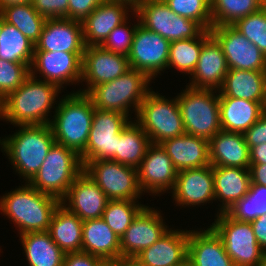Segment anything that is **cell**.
Wrapping results in <instances>:
<instances>
[{"label": "cell", "instance_id": "1", "mask_svg": "<svg viewBox=\"0 0 266 266\" xmlns=\"http://www.w3.org/2000/svg\"><path fill=\"white\" fill-rule=\"evenodd\" d=\"M29 75L25 81L4 100L2 118L15 126L49 124L48 113L60 88L53 83Z\"/></svg>", "mask_w": 266, "mask_h": 266}, {"label": "cell", "instance_id": "2", "mask_svg": "<svg viewBox=\"0 0 266 266\" xmlns=\"http://www.w3.org/2000/svg\"><path fill=\"white\" fill-rule=\"evenodd\" d=\"M61 200L43 193L29 183L10 191L0 199V210L18 226L20 235L48 231L52 216Z\"/></svg>", "mask_w": 266, "mask_h": 266}, {"label": "cell", "instance_id": "3", "mask_svg": "<svg viewBox=\"0 0 266 266\" xmlns=\"http://www.w3.org/2000/svg\"><path fill=\"white\" fill-rule=\"evenodd\" d=\"M94 109L86 94L76 91L62 98L49 123L55 142L80 156L88 142Z\"/></svg>", "mask_w": 266, "mask_h": 266}, {"label": "cell", "instance_id": "4", "mask_svg": "<svg viewBox=\"0 0 266 266\" xmlns=\"http://www.w3.org/2000/svg\"><path fill=\"white\" fill-rule=\"evenodd\" d=\"M19 127L18 132L0 140V145L16 172L28 183L39 171L55 138L49 124Z\"/></svg>", "mask_w": 266, "mask_h": 266}, {"label": "cell", "instance_id": "5", "mask_svg": "<svg viewBox=\"0 0 266 266\" xmlns=\"http://www.w3.org/2000/svg\"><path fill=\"white\" fill-rule=\"evenodd\" d=\"M150 82L143 72L130 68L118 78L92 87L86 95L94 108L129 116V108L132 106L138 112L146 94L151 90L148 87Z\"/></svg>", "mask_w": 266, "mask_h": 266}, {"label": "cell", "instance_id": "6", "mask_svg": "<svg viewBox=\"0 0 266 266\" xmlns=\"http://www.w3.org/2000/svg\"><path fill=\"white\" fill-rule=\"evenodd\" d=\"M214 89L186 86L176 96L184 129L187 134L210 140L220 132L219 92Z\"/></svg>", "mask_w": 266, "mask_h": 266}, {"label": "cell", "instance_id": "7", "mask_svg": "<svg viewBox=\"0 0 266 266\" xmlns=\"http://www.w3.org/2000/svg\"><path fill=\"white\" fill-rule=\"evenodd\" d=\"M83 171L80 156L75 151L54 142L39 171L28 183L38 191L61 200Z\"/></svg>", "mask_w": 266, "mask_h": 266}, {"label": "cell", "instance_id": "8", "mask_svg": "<svg viewBox=\"0 0 266 266\" xmlns=\"http://www.w3.org/2000/svg\"><path fill=\"white\" fill-rule=\"evenodd\" d=\"M136 118L151 144L160 145L186 133L177 99L168 100L151 90L139 106Z\"/></svg>", "mask_w": 266, "mask_h": 266}, {"label": "cell", "instance_id": "9", "mask_svg": "<svg viewBox=\"0 0 266 266\" xmlns=\"http://www.w3.org/2000/svg\"><path fill=\"white\" fill-rule=\"evenodd\" d=\"M218 213L211 227L221 237L235 266H259L266 253L258 244L251 223L236 221L225 212Z\"/></svg>", "mask_w": 266, "mask_h": 266}, {"label": "cell", "instance_id": "10", "mask_svg": "<svg viewBox=\"0 0 266 266\" xmlns=\"http://www.w3.org/2000/svg\"><path fill=\"white\" fill-rule=\"evenodd\" d=\"M134 13L140 25L169 42L196 38L205 30L196 21L175 14L160 0H145Z\"/></svg>", "mask_w": 266, "mask_h": 266}, {"label": "cell", "instance_id": "11", "mask_svg": "<svg viewBox=\"0 0 266 266\" xmlns=\"http://www.w3.org/2000/svg\"><path fill=\"white\" fill-rule=\"evenodd\" d=\"M84 172L99 186L109 200H133L142 194L137 169L113 160L87 161Z\"/></svg>", "mask_w": 266, "mask_h": 266}, {"label": "cell", "instance_id": "12", "mask_svg": "<svg viewBox=\"0 0 266 266\" xmlns=\"http://www.w3.org/2000/svg\"><path fill=\"white\" fill-rule=\"evenodd\" d=\"M129 117L116 111L94 109L92 126L82 164L93 160H112L116 156L117 139L129 123Z\"/></svg>", "mask_w": 266, "mask_h": 266}, {"label": "cell", "instance_id": "13", "mask_svg": "<svg viewBox=\"0 0 266 266\" xmlns=\"http://www.w3.org/2000/svg\"><path fill=\"white\" fill-rule=\"evenodd\" d=\"M170 44L160 34L139 24L127 55L130 68L143 72L150 80L153 79L160 71L168 68Z\"/></svg>", "mask_w": 266, "mask_h": 266}, {"label": "cell", "instance_id": "14", "mask_svg": "<svg viewBox=\"0 0 266 266\" xmlns=\"http://www.w3.org/2000/svg\"><path fill=\"white\" fill-rule=\"evenodd\" d=\"M210 32L222 46L229 69L266 71V56L233 25L212 27Z\"/></svg>", "mask_w": 266, "mask_h": 266}, {"label": "cell", "instance_id": "15", "mask_svg": "<svg viewBox=\"0 0 266 266\" xmlns=\"http://www.w3.org/2000/svg\"><path fill=\"white\" fill-rule=\"evenodd\" d=\"M82 63L83 53L34 51L30 74L35 75L39 71L44 81L56 84L61 89L63 84L81 81Z\"/></svg>", "mask_w": 266, "mask_h": 266}, {"label": "cell", "instance_id": "16", "mask_svg": "<svg viewBox=\"0 0 266 266\" xmlns=\"http://www.w3.org/2000/svg\"><path fill=\"white\" fill-rule=\"evenodd\" d=\"M161 216L149 206L137 215L120 238V258H135L169 230Z\"/></svg>", "mask_w": 266, "mask_h": 266}, {"label": "cell", "instance_id": "17", "mask_svg": "<svg viewBox=\"0 0 266 266\" xmlns=\"http://www.w3.org/2000/svg\"><path fill=\"white\" fill-rule=\"evenodd\" d=\"M130 69L126 55L108 51L101 46H86L83 53L82 81L87 89L78 92L86 94L92 87L112 81Z\"/></svg>", "mask_w": 266, "mask_h": 266}, {"label": "cell", "instance_id": "18", "mask_svg": "<svg viewBox=\"0 0 266 266\" xmlns=\"http://www.w3.org/2000/svg\"><path fill=\"white\" fill-rule=\"evenodd\" d=\"M137 175L142 193L159 194L173 189L178 170L161 145L151 144L137 168Z\"/></svg>", "mask_w": 266, "mask_h": 266}, {"label": "cell", "instance_id": "19", "mask_svg": "<svg viewBox=\"0 0 266 266\" xmlns=\"http://www.w3.org/2000/svg\"><path fill=\"white\" fill-rule=\"evenodd\" d=\"M228 70L222 46L210 30H204L203 46L188 86L203 89L217 88L218 91L223 85Z\"/></svg>", "mask_w": 266, "mask_h": 266}, {"label": "cell", "instance_id": "20", "mask_svg": "<svg viewBox=\"0 0 266 266\" xmlns=\"http://www.w3.org/2000/svg\"><path fill=\"white\" fill-rule=\"evenodd\" d=\"M108 201L105 193L83 171L61 199V205L85 221L102 218Z\"/></svg>", "mask_w": 266, "mask_h": 266}, {"label": "cell", "instance_id": "21", "mask_svg": "<svg viewBox=\"0 0 266 266\" xmlns=\"http://www.w3.org/2000/svg\"><path fill=\"white\" fill-rule=\"evenodd\" d=\"M82 22L70 18L46 19L34 51L84 53Z\"/></svg>", "mask_w": 266, "mask_h": 266}, {"label": "cell", "instance_id": "22", "mask_svg": "<svg viewBox=\"0 0 266 266\" xmlns=\"http://www.w3.org/2000/svg\"><path fill=\"white\" fill-rule=\"evenodd\" d=\"M172 193L179 206L204 205L215 200L212 165L178 171Z\"/></svg>", "mask_w": 266, "mask_h": 266}, {"label": "cell", "instance_id": "23", "mask_svg": "<svg viewBox=\"0 0 266 266\" xmlns=\"http://www.w3.org/2000/svg\"><path fill=\"white\" fill-rule=\"evenodd\" d=\"M127 4L104 0L82 21L83 37L86 46H100L110 32L128 20Z\"/></svg>", "mask_w": 266, "mask_h": 266}, {"label": "cell", "instance_id": "24", "mask_svg": "<svg viewBox=\"0 0 266 266\" xmlns=\"http://www.w3.org/2000/svg\"><path fill=\"white\" fill-rule=\"evenodd\" d=\"M189 231L169 229L135 258L144 266H181L187 261Z\"/></svg>", "mask_w": 266, "mask_h": 266}, {"label": "cell", "instance_id": "25", "mask_svg": "<svg viewBox=\"0 0 266 266\" xmlns=\"http://www.w3.org/2000/svg\"><path fill=\"white\" fill-rule=\"evenodd\" d=\"M187 261L192 266H235L221 237L211 226L199 232L189 230Z\"/></svg>", "mask_w": 266, "mask_h": 266}, {"label": "cell", "instance_id": "26", "mask_svg": "<svg viewBox=\"0 0 266 266\" xmlns=\"http://www.w3.org/2000/svg\"><path fill=\"white\" fill-rule=\"evenodd\" d=\"M160 145L178 171L211 165L209 141L204 138L185 133Z\"/></svg>", "mask_w": 266, "mask_h": 266}, {"label": "cell", "instance_id": "27", "mask_svg": "<svg viewBox=\"0 0 266 266\" xmlns=\"http://www.w3.org/2000/svg\"><path fill=\"white\" fill-rule=\"evenodd\" d=\"M212 166L250 167L249 147L243 133L221 130L209 140Z\"/></svg>", "mask_w": 266, "mask_h": 266}, {"label": "cell", "instance_id": "28", "mask_svg": "<svg viewBox=\"0 0 266 266\" xmlns=\"http://www.w3.org/2000/svg\"><path fill=\"white\" fill-rule=\"evenodd\" d=\"M215 200L222 202L220 213L248 194L251 185L249 168L212 166ZM217 198V199H216Z\"/></svg>", "mask_w": 266, "mask_h": 266}, {"label": "cell", "instance_id": "29", "mask_svg": "<svg viewBox=\"0 0 266 266\" xmlns=\"http://www.w3.org/2000/svg\"><path fill=\"white\" fill-rule=\"evenodd\" d=\"M82 252L98 256L107 262L120 258V238L102 218L83 221Z\"/></svg>", "mask_w": 266, "mask_h": 266}, {"label": "cell", "instance_id": "30", "mask_svg": "<svg viewBox=\"0 0 266 266\" xmlns=\"http://www.w3.org/2000/svg\"><path fill=\"white\" fill-rule=\"evenodd\" d=\"M221 129L244 133L264 112L263 102L233 97H219Z\"/></svg>", "mask_w": 266, "mask_h": 266}, {"label": "cell", "instance_id": "31", "mask_svg": "<svg viewBox=\"0 0 266 266\" xmlns=\"http://www.w3.org/2000/svg\"><path fill=\"white\" fill-rule=\"evenodd\" d=\"M266 71L229 69L219 97H233L264 102Z\"/></svg>", "mask_w": 266, "mask_h": 266}, {"label": "cell", "instance_id": "32", "mask_svg": "<svg viewBox=\"0 0 266 266\" xmlns=\"http://www.w3.org/2000/svg\"><path fill=\"white\" fill-rule=\"evenodd\" d=\"M82 227L83 221L60 204L52 216L48 233L65 254L82 252Z\"/></svg>", "mask_w": 266, "mask_h": 266}, {"label": "cell", "instance_id": "33", "mask_svg": "<svg viewBox=\"0 0 266 266\" xmlns=\"http://www.w3.org/2000/svg\"><path fill=\"white\" fill-rule=\"evenodd\" d=\"M20 239L29 266H63L65 253L48 231L24 233Z\"/></svg>", "mask_w": 266, "mask_h": 266}, {"label": "cell", "instance_id": "34", "mask_svg": "<svg viewBox=\"0 0 266 266\" xmlns=\"http://www.w3.org/2000/svg\"><path fill=\"white\" fill-rule=\"evenodd\" d=\"M150 145L149 136L145 131L136 122L130 121L120 132L116 156L112 160L137 169Z\"/></svg>", "mask_w": 266, "mask_h": 266}, {"label": "cell", "instance_id": "35", "mask_svg": "<svg viewBox=\"0 0 266 266\" xmlns=\"http://www.w3.org/2000/svg\"><path fill=\"white\" fill-rule=\"evenodd\" d=\"M35 44L14 25L3 20L0 36V59L15 63L32 64Z\"/></svg>", "mask_w": 266, "mask_h": 266}, {"label": "cell", "instance_id": "36", "mask_svg": "<svg viewBox=\"0 0 266 266\" xmlns=\"http://www.w3.org/2000/svg\"><path fill=\"white\" fill-rule=\"evenodd\" d=\"M0 17L5 22L14 25L34 44L39 40L46 21L31 3L7 6L0 11Z\"/></svg>", "mask_w": 266, "mask_h": 266}, {"label": "cell", "instance_id": "37", "mask_svg": "<svg viewBox=\"0 0 266 266\" xmlns=\"http://www.w3.org/2000/svg\"><path fill=\"white\" fill-rule=\"evenodd\" d=\"M260 9V0H211L212 27L234 25Z\"/></svg>", "mask_w": 266, "mask_h": 266}, {"label": "cell", "instance_id": "38", "mask_svg": "<svg viewBox=\"0 0 266 266\" xmlns=\"http://www.w3.org/2000/svg\"><path fill=\"white\" fill-rule=\"evenodd\" d=\"M225 213L232 219L252 222L259 216L266 215V187L251 184L247 195L234 203Z\"/></svg>", "mask_w": 266, "mask_h": 266}, {"label": "cell", "instance_id": "39", "mask_svg": "<svg viewBox=\"0 0 266 266\" xmlns=\"http://www.w3.org/2000/svg\"><path fill=\"white\" fill-rule=\"evenodd\" d=\"M203 46V32L196 38L172 41L170 44L168 68L174 67L181 72L192 74L199 60Z\"/></svg>", "mask_w": 266, "mask_h": 266}, {"label": "cell", "instance_id": "40", "mask_svg": "<svg viewBox=\"0 0 266 266\" xmlns=\"http://www.w3.org/2000/svg\"><path fill=\"white\" fill-rule=\"evenodd\" d=\"M135 203L133 200H109L105 207L102 219L119 238L146 207Z\"/></svg>", "mask_w": 266, "mask_h": 266}, {"label": "cell", "instance_id": "41", "mask_svg": "<svg viewBox=\"0 0 266 266\" xmlns=\"http://www.w3.org/2000/svg\"><path fill=\"white\" fill-rule=\"evenodd\" d=\"M177 15L199 23L205 30L212 28L211 0H165Z\"/></svg>", "mask_w": 266, "mask_h": 266}, {"label": "cell", "instance_id": "42", "mask_svg": "<svg viewBox=\"0 0 266 266\" xmlns=\"http://www.w3.org/2000/svg\"><path fill=\"white\" fill-rule=\"evenodd\" d=\"M266 56V9L249 14L233 25Z\"/></svg>", "mask_w": 266, "mask_h": 266}, {"label": "cell", "instance_id": "43", "mask_svg": "<svg viewBox=\"0 0 266 266\" xmlns=\"http://www.w3.org/2000/svg\"><path fill=\"white\" fill-rule=\"evenodd\" d=\"M29 75L27 64L0 59V99L4 100L15 91Z\"/></svg>", "mask_w": 266, "mask_h": 266}, {"label": "cell", "instance_id": "44", "mask_svg": "<svg viewBox=\"0 0 266 266\" xmlns=\"http://www.w3.org/2000/svg\"><path fill=\"white\" fill-rule=\"evenodd\" d=\"M127 23L126 20L113 29L100 46L108 51L127 56L130 52L136 28L140 24L137 22L136 25L134 24L133 27L131 26L129 28L126 26Z\"/></svg>", "mask_w": 266, "mask_h": 266}, {"label": "cell", "instance_id": "45", "mask_svg": "<svg viewBox=\"0 0 266 266\" xmlns=\"http://www.w3.org/2000/svg\"><path fill=\"white\" fill-rule=\"evenodd\" d=\"M69 0H31L33 8L45 19L68 18Z\"/></svg>", "mask_w": 266, "mask_h": 266}, {"label": "cell", "instance_id": "46", "mask_svg": "<svg viewBox=\"0 0 266 266\" xmlns=\"http://www.w3.org/2000/svg\"><path fill=\"white\" fill-rule=\"evenodd\" d=\"M104 0H69L68 18L83 21Z\"/></svg>", "mask_w": 266, "mask_h": 266}, {"label": "cell", "instance_id": "47", "mask_svg": "<svg viewBox=\"0 0 266 266\" xmlns=\"http://www.w3.org/2000/svg\"><path fill=\"white\" fill-rule=\"evenodd\" d=\"M249 149L253 146L266 143V112H263L247 131L243 133Z\"/></svg>", "mask_w": 266, "mask_h": 266}, {"label": "cell", "instance_id": "48", "mask_svg": "<svg viewBox=\"0 0 266 266\" xmlns=\"http://www.w3.org/2000/svg\"><path fill=\"white\" fill-rule=\"evenodd\" d=\"M104 259L85 252L66 253L63 266H104Z\"/></svg>", "mask_w": 266, "mask_h": 266}, {"label": "cell", "instance_id": "49", "mask_svg": "<svg viewBox=\"0 0 266 266\" xmlns=\"http://www.w3.org/2000/svg\"><path fill=\"white\" fill-rule=\"evenodd\" d=\"M250 223L258 244L266 253V215L259 216Z\"/></svg>", "mask_w": 266, "mask_h": 266}, {"label": "cell", "instance_id": "50", "mask_svg": "<svg viewBox=\"0 0 266 266\" xmlns=\"http://www.w3.org/2000/svg\"><path fill=\"white\" fill-rule=\"evenodd\" d=\"M251 184L266 187V164H250Z\"/></svg>", "mask_w": 266, "mask_h": 266}, {"label": "cell", "instance_id": "51", "mask_svg": "<svg viewBox=\"0 0 266 266\" xmlns=\"http://www.w3.org/2000/svg\"><path fill=\"white\" fill-rule=\"evenodd\" d=\"M249 152L250 164H266V143L251 147Z\"/></svg>", "mask_w": 266, "mask_h": 266}, {"label": "cell", "instance_id": "52", "mask_svg": "<svg viewBox=\"0 0 266 266\" xmlns=\"http://www.w3.org/2000/svg\"><path fill=\"white\" fill-rule=\"evenodd\" d=\"M118 266H144L136 258H119Z\"/></svg>", "mask_w": 266, "mask_h": 266}, {"label": "cell", "instance_id": "53", "mask_svg": "<svg viewBox=\"0 0 266 266\" xmlns=\"http://www.w3.org/2000/svg\"><path fill=\"white\" fill-rule=\"evenodd\" d=\"M25 3H31V0H0V11L3 8H6L7 6L19 5Z\"/></svg>", "mask_w": 266, "mask_h": 266}, {"label": "cell", "instance_id": "54", "mask_svg": "<svg viewBox=\"0 0 266 266\" xmlns=\"http://www.w3.org/2000/svg\"><path fill=\"white\" fill-rule=\"evenodd\" d=\"M112 1H117L127 4L130 6V9L133 10L132 12H134L145 0H112Z\"/></svg>", "mask_w": 266, "mask_h": 266}, {"label": "cell", "instance_id": "55", "mask_svg": "<svg viewBox=\"0 0 266 266\" xmlns=\"http://www.w3.org/2000/svg\"><path fill=\"white\" fill-rule=\"evenodd\" d=\"M104 266H118V260L113 262H107Z\"/></svg>", "mask_w": 266, "mask_h": 266}, {"label": "cell", "instance_id": "56", "mask_svg": "<svg viewBox=\"0 0 266 266\" xmlns=\"http://www.w3.org/2000/svg\"><path fill=\"white\" fill-rule=\"evenodd\" d=\"M263 110H264V112H266V81H265V98H264V102H263Z\"/></svg>", "mask_w": 266, "mask_h": 266}, {"label": "cell", "instance_id": "57", "mask_svg": "<svg viewBox=\"0 0 266 266\" xmlns=\"http://www.w3.org/2000/svg\"><path fill=\"white\" fill-rule=\"evenodd\" d=\"M261 8L266 9V0H260Z\"/></svg>", "mask_w": 266, "mask_h": 266}, {"label": "cell", "instance_id": "58", "mask_svg": "<svg viewBox=\"0 0 266 266\" xmlns=\"http://www.w3.org/2000/svg\"><path fill=\"white\" fill-rule=\"evenodd\" d=\"M2 28H3V19L0 17V36L2 34Z\"/></svg>", "mask_w": 266, "mask_h": 266}, {"label": "cell", "instance_id": "59", "mask_svg": "<svg viewBox=\"0 0 266 266\" xmlns=\"http://www.w3.org/2000/svg\"><path fill=\"white\" fill-rule=\"evenodd\" d=\"M2 107H3V102L0 99V118H2Z\"/></svg>", "mask_w": 266, "mask_h": 266}, {"label": "cell", "instance_id": "60", "mask_svg": "<svg viewBox=\"0 0 266 266\" xmlns=\"http://www.w3.org/2000/svg\"><path fill=\"white\" fill-rule=\"evenodd\" d=\"M181 266H192L188 261H186L183 265Z\"/></svg>", "mask_w": 266, "mask_h": 266}, {"label": "cell", "instance_id": "61", "mask_svg": "<svg viewBox=\"0 0 266 266\" xmlns=\"http://www.w3.org/2000/svg\"><path fill=\"white\" fill-rule=\"evenodd\" d=\"M259 266H266V259Z\"/></svg>", "mask_w": 266, "mask_h": 266}]
</instances>
